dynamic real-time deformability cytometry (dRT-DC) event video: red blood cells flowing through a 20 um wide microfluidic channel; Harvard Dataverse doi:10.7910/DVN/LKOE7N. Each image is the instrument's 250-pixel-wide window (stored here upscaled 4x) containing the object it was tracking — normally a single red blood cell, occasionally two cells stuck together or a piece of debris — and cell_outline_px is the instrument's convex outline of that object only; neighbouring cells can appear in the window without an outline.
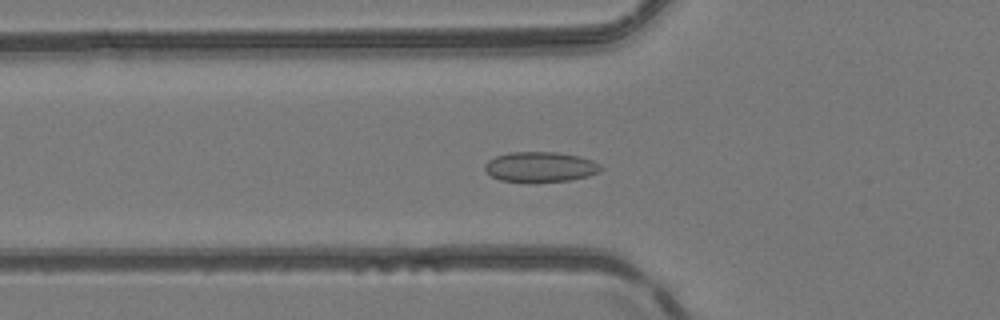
{"species": "common noctule bat (a hibernating species)", "species_latin": "Nyctalus noctula", "temperature_condition": "room temperature", "stored_images_in_passage": 51, "camera_frame_rate_fps": 3000, "um_per_image_px": 0.085, "animal": {"sex": "female", "body_mass_g": 24.6, "forearm_length_mm": 56.2}, "frame": {"image": 1, "passage_image": 19, "time_ms": 6.0, "image_size_px": [1000, 320], "cell_outline_px": [[604, 168], [600, 172], [588, 176], [568, 180], [500, 180], [492, 176], [484, 168], [484, 164], [488, 160], [496, 156], [508, 152], [556, 152], [580, 156], [592, 160], [600, 164]], "centroid_in_image_um": [45.96, 14.15], "position_along_channel_um": 79.8, "area_um2": 19.94}}
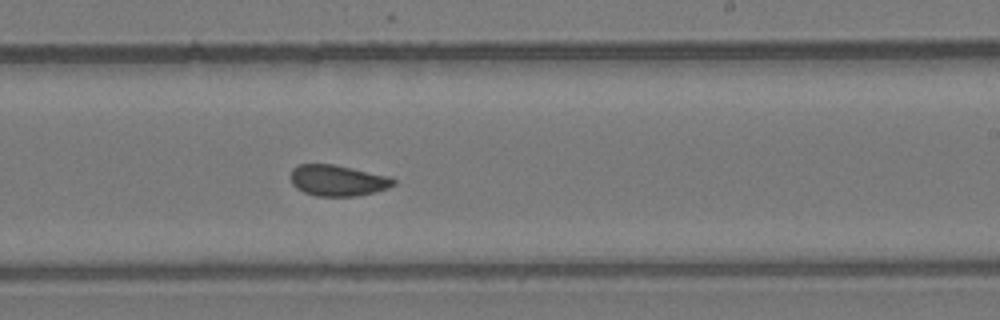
{"frame": {"image": 2, "passage_image": 32, "time_ms": 10.333, "image_size_px": [1000, 320], "cell_outline_px": [[396, 184], [388, 188], [376, 192], [356, 196], [316, 196], [304, 192], [296, 188], [292, 184], [288, 176], [292, 168], [300, 164], [332, 164], [392, 176], [396, 180]], "centroid_in_image_um": [28.71, 15.34], "position_along_channel_um": 260.3, "area_um2": 18.96}}
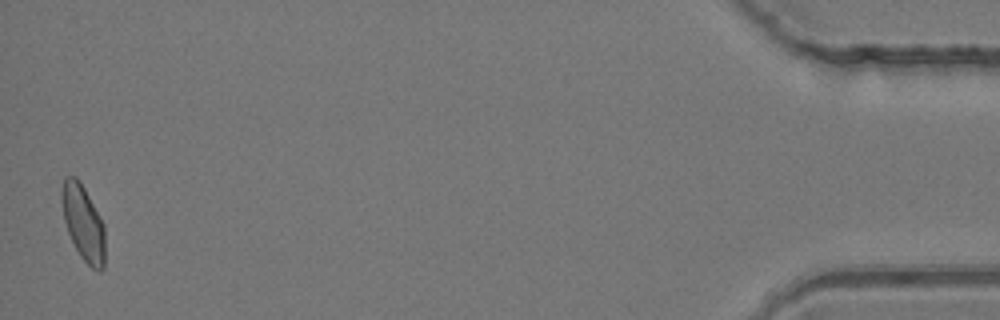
{"frame": {"image": 3, "passage_image": 51, "time_ms": 16.667, "image_size_px": [1000, 320], "cell_outline_px": [[104, 268], [100, 272], [96, 272], [80, 256], [68, 232], [64, 220], [60, 200], [60, 188], [64, 176], [76, 176], [80, 180], [104, 224]], "centroid_in_image_um": [7.05, 18.9], "position_along_channel_um": 428.2, "area_um2": 19.25}, "authors_computed_cell_mechanics": {"area_um2": 19.1896, "velocity_mm_per_s": 4.1541, "shape_relaxation_time_tau1_ms": null, "shape_relaxation_time_tau2_ms": 1.4525, "deformation_change_tau1": null, "deformation_change_tau2": 0.0511}}